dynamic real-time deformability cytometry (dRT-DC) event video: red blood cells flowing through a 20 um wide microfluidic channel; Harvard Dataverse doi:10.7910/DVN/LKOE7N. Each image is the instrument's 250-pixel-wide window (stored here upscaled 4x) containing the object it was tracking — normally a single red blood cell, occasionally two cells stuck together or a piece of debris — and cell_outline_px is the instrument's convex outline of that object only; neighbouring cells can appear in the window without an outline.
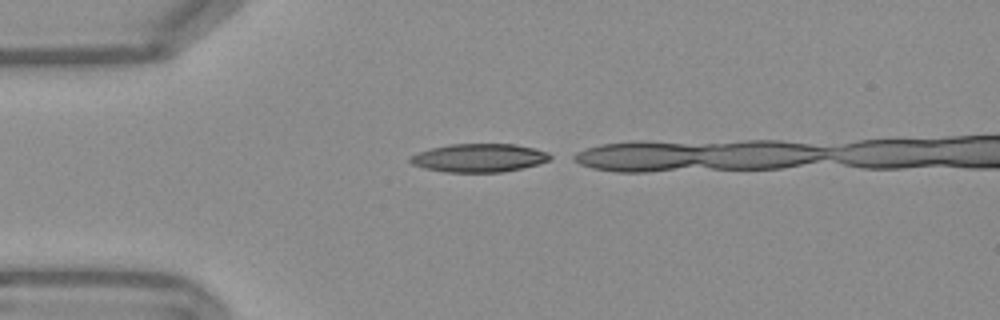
{"species": "Egyptian fruit bat (a non-hibernating species)", "species_latin": "Rousettus aegyptiacus", "temperature_condition": "warm", "stored_images_in_passage": 10, "camera_frame_rate_fps": 3000, "um_per_image_px": 0.085, "frame": {"image": 1, "passage_image": 1, "time_ms": 0.0, "image_size_px": [1000, 320], "cell_outline_px": [[556, 156], [540, 164], [524, 168], [504, 172], [444, 172], [424, 168], [412, 164], [408, 160], [408, 156], [432, 148], [448, 144], [516, 144], [548, 152]], "centroid_in_image_um": [40.75, 13.42], "position_along_channel_um": 44.3, "area_um2": 23.35}}
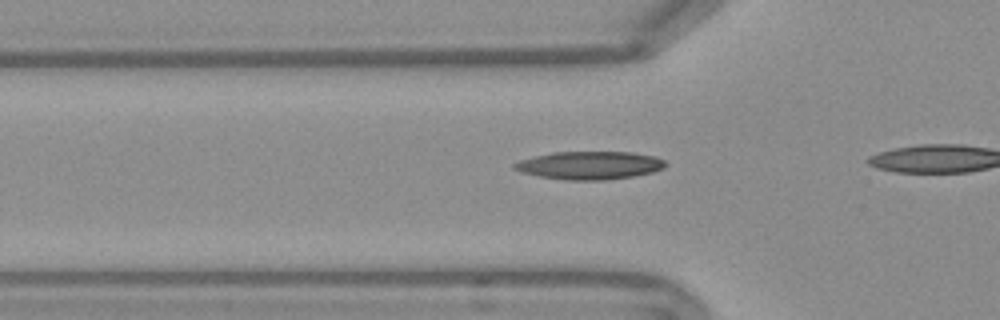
{"frame": {"image": 2, "passage_image": 5, "time_ms": 1.333, "image_size_px": [1000, 320], "cell_outline_px": [[664, 168], [652, 172], [632, 176], [604, 180], [564, 180], [540, 176], [520, 172], [512, 168], [512, 164], [520, 160], [552, 152], [632, 152], [656, 156], [664, 160]], "centroid_in_image_um": [50.09, 14.05], "position_along_channel_um": 75.7, "area_um2": 24.62}}
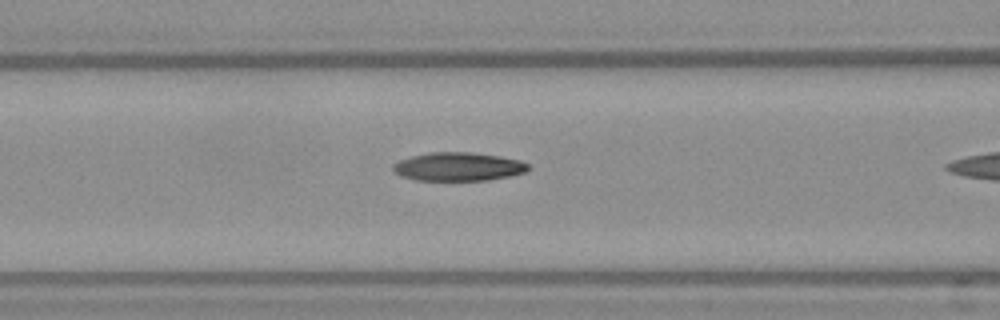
{"frame": {"image": 3, "passage_image": 9, "time_ms": 2.667, "image_size_px": [1000, 320], "cell_outline_px": [[528, 172], [488, 180], [416, 180], [400, 176], [392, 168], [392, 164], [400, 160], [412, 156], [428, 152], [472, 152], [500, 156], [520, 160], [528, 164]], "centroid_in_image_um": [38.95, 14.16], "position_along_channel_um": 127.6, "area_um2": 22.48}}